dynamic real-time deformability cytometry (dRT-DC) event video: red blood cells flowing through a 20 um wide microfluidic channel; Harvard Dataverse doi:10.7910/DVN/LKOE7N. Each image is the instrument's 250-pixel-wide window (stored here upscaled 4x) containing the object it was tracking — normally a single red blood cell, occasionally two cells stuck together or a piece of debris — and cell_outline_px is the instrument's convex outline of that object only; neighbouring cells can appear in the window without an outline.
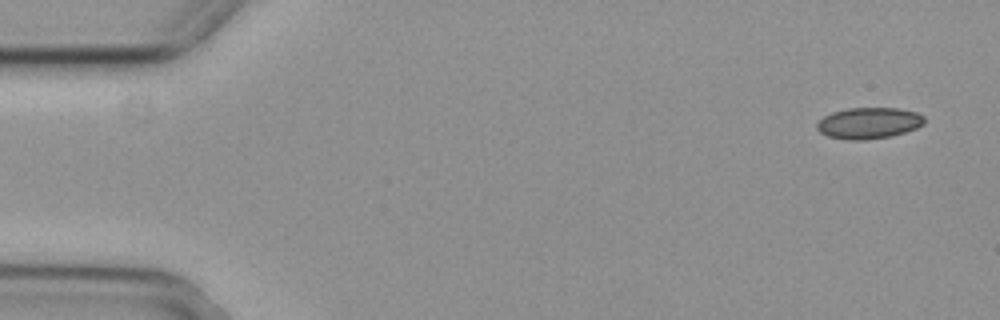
{"species": "common noctule bat (a hibernating species)", "species_latin": "Nyctalus noctula", "temperature_condition": "cold", "stored_images_in_passage": 6, "segment_of_instrument_passage": [1, 2], "camera_frame_rate_fps": 3000, "um_per_image_px": 0.085, "animal": {"sex": "female", "body_mass_g": 29.2, "forearm_length_mm": 56.3}, "frame": {"image": 1, "passage_image": 1, "time_ms": 0.0, "image_size_px": [1000, 320], "cell_outline_px": [[924, 124], [916, 128], [892, 136], [864, 140], [844, 140], [828, 136], [820, 132], [816, 128], [816, 124], [824, 116], [832, 112], [848, 108], [900, 108], [916, 112], [924, 116]], "centroid_in_image_um": [73.84, 10.46], "position_along_channel_um": 11.2, "area_um2": 19.65}}
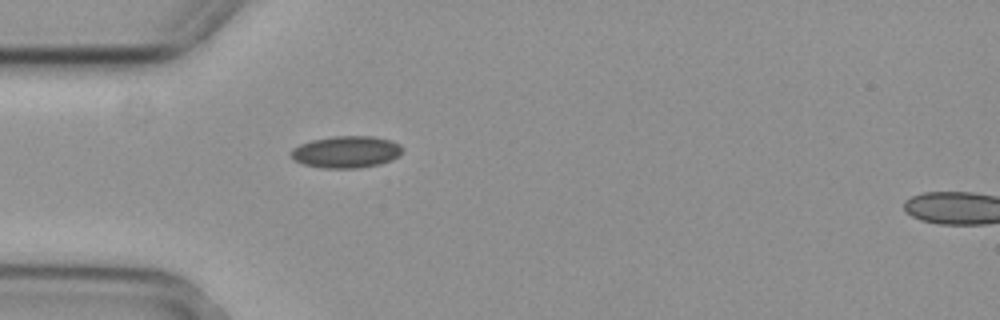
{"frame": {"image": 2, "passage_image": 5, "time_ms": 1.333, "image_size_px": [1000, 320], "cell_outline_px": [[404, 148], [400, 156], [392, 160], [380, 164], [356, 168], [320, 168], [304, 164], [292, 160], [288, 152], [292, 148], [300, 144], [312, 140], [332, 136], [372, 136], [392, 140], [400, 144]], "centroid_in_image_um": [29.43, 12.91], "position_along_channel_um": 55.6, "area_um2": 21.1}}